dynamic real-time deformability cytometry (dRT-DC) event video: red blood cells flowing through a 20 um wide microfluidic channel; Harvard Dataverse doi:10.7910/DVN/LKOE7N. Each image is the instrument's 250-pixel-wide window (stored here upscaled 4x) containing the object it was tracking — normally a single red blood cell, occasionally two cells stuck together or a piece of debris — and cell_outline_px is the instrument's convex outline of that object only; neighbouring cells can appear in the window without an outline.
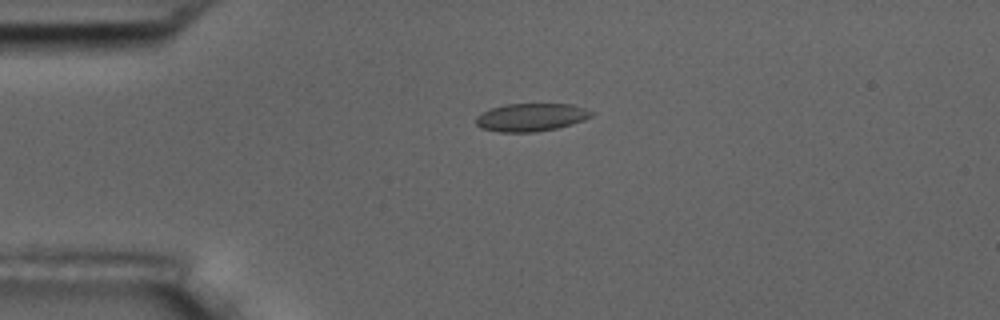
{"species": "common noctule bat (a hibernating species)", "species_latin": "Nyctalus noctula", "temperature_condition": "room temperature", "stored_images_in_passage": 3, "camera_frame_rate_fps": 3000, "um_per_image_px": 0.085, "animal": {"sex": "male", "body_mass_g": 17.5, "forearm_length_mm": 52.3}, "frame": {"image": 1, "passage_image": 1, "time_ms": 0.0, "image_size_px": [1000, 320], "cell_outline_px": [[596, 112], [592, 116], [584, 120], [572, 124], [556, 128], [536, 132], [500, 132], [480, 128], [476, 124], [476, 116], [492, 108], [504, 104], [572, 104]], "centroid_in_image_um": [45.16, 9.97], "position_along_channel_um": 39.8, "area_um2": 18.84}}